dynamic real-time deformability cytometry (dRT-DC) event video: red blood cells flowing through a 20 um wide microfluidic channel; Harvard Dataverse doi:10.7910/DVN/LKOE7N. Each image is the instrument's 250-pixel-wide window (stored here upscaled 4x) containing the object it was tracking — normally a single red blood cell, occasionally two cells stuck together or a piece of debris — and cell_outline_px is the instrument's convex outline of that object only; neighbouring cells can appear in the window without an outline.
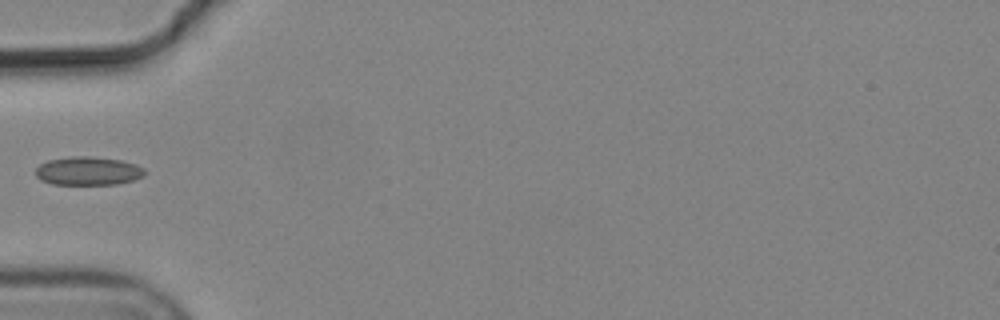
{"species": "common noctule bat (a hibernating species)", "species_latin": "Nyctalus noctula", "temperature_condition": "cold", "stored_images_in_passage": 7, "camera_frame_rate_fps": 3000, "um_per_image_px": 0.085, "animal": {"sex": "male", "body_mass_g": 19.2, "forearm_length_mm": 51.8}, "frame": {"image": 1, "passage_image": 6, "time_ms": 1.667, "image_size_px": [1000, 320], "cell_outline_px": [[144, 176], [132, 180], [116, 184], [52, 184], [40, 180], [36, 176], [36, 168], [40, 164], [48, 160], [72, 156], [88, 156], [120, 160], [136, 164], [144, 168]], "centroid_in_image_um": [7.47, 14.53], "position_along_channel_um": 77.5, "area_um2": 18.03}}
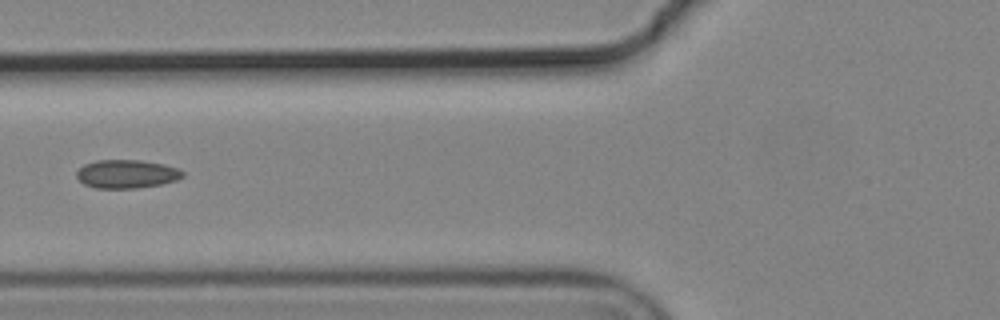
{"frame": {"image": 2, "passage_image": 7, "time_ms": 2.0, "image_size_px": [1000, 320], "cell_outline_px": [[184, 176], [176, 180], [160, 184], [136, 188], [96, 188], [84, 184], [76, 176], [76, 172], [84, 164], [96, 160], [140, 160], [164, 164], [176, 168], [184, 172]], "centroid_in_image_um": [10.75, 14.78], "position_along_channel_um": 115.0, "area_um2": 17.51}}